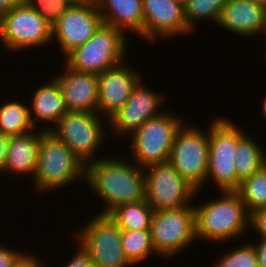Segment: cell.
I'll return each mask as SVG.
<instances>
[{"label":"cell","instance_id":"32","mask_svg":"<svg viewBox=\"0 0 266 267\" xmlns=\"http://www.w3.org/2000/svg\"><path fill=\"white\" fill-rule=\"evenodd\" d=\"M77 253L71 260L65 265L66 267H90L93 263L89 255L79 246Z\"/></svg>","mask_w":266,"mask_h":267},{"label":"cell","instance_id":"21","mask_svg":"<svg viewBox=\"0 0 266 267\" xmlns=\"http://www.w3.org/2000/svg\"><path fill=\"white\" fill-rule=\"evenodd\" d=\"M97 6L103 24L144 39L143 0H98Z\"/></svg>","mask_w":266,"mask_h":267},{"label":"cell","instance_id":"15","mask_svg":"<svg viewBox=\"0 0 266 267\" xmlns=\"http://www.w3.org/2000/svg\"><path fill=\"white\" fill-rule=\"evenodd\" d=\"M164 96L144 86L140 80L122 109L109 120L108 127L114 129L116 135H131L147 120L164 112L159 111Z\"/></svg>","mask_w":266,"mask_h":267},{"label":"cell","instance_id":"19","mask_svg":"<svg viewBox=\"0 0 266 267\" xmlns=\"http://www.w3.org/2000/svg\"><path fill=\"white\" fill-rule=\"evenodd\" d=\"M47 84L38 86L31 97V107L29 106L30 121L32 126L38 128L37 122H44V131H51L57 125L59 119L69 112V108L64 100L60 84L55 77ZM34 117V119H33ZM37 121V122H36ZM52 125V126H48ZM46 124V126H45ZM48 127V128H47Z\"/></svg>","mask_w":266,"mask_h":267},{"label":"cell","instance_id":"30","mask_svg":"<svg viewBox=\"0 0 266 267\" xmlns=\"http://www.w3.org/2000/svg\"><path fill=\"white\" fill-rule=\"evenodd\" d=\"M258 233L259 238H266V207L250 214V228Z\"/></svg>","mask_w":266,"mask_h":267},{"label":"cell","instance_id":"10","mask_svg":"<svg viewBox=\"0 0 266 267\" xmlns=\"http://www.w3.org/2000/svg\"><path fill=\"white\" fill-rule=\"evenodd\" d=\"M102 119L105 118L98 113L69 111L59 119L50 132L87 165L97 160L95 155L107 135L104 123L109 121L105 122Z\"/></svg>","mask_w":266,"mask_h":267},{"label":"cell","instance_id":"20","mask_svg":"<svg viewBox=\"0 0 266 267\" xmlns=\"http://www.w3.org/2000/svg\"><path fill=\"white\" fill-rule=\"evenodd\" d=\"M34 130L36 129L9 137L2 173L32 174L33 179L37 168L40 140L46 132L42 128L38 132Z\"/></svg>","mask_w":266,"mask_h":267},{"label":"cell","instance_id":"36","mask_svg":"<svg viewBox=\"0 0 266 267\" xmlns=\"http://www.w3.org/2000/svg\"><path fill=\"white\" fill-rule=\"evenodd\" d=\"M8 142H9V136L0 133V174L2 173L4 161L6 158Z\"/></svg>","mask_w":266,"mask_h":267},{"label":"cell","instance_id":"11","mask_svg":"<svg viewBox=\"0 0 266 267\" xmlns=\"http://www.w3.org/2000/svg\"><path fill=\"white\" fill-rule=\"evenodd\" d=\"M51 40L52 27L27 3L0 17V41L5 51L18 53L29 47L40 48Z\"/></svg>","mask_w":266,"mask_h":267},{"label":"cell","instance_id":"22","mask_svg":"<svg viewBox=\"0 0 266 267\" xmlns=\"http://www.w3.org/2000/svg\"><path fill=\"white\" fill-rule=\"evenodd\" d=\"M250 135H244L238 142L234 153V166L237 173V189L240 183L266 164V150L256 143Z\"/></svg>","mask_w":266,"mask_h":267},{"label":"cell","instance_id":"14","mask_svg":"<svg viewBox=\"0 0 266 267\" xmlns=\"http://www.w3.org/2000/svg\"><path fill=\"white\" fill-rule=\"evenodd\" d=\"M136 71L125 61L98 75V114L106 121L122 109L134 87L142 80Z\"/></svg>","mask_w":266,"mask_h":267},{"label":"cell","instance_id":"38","mask_svg":"<svg viewBox=\"0 0 266 267\" xmlns=\"http://www.w3.org/2000/svg\"><path fill=\"white\" fill-rule=\"evenodd\" d=\"M262 114L264 117H266V95L265 97L263 98V101H262Z\"/></svg>","mask_w":266,"mask_h":267},{"label":"cell","instance_id":"18","mask_svg":"<svg viewBox=\"0 0 266 267\" xmlns=\"http://www.w3.org/2000/svg\"><path fill=\"white\" fill-rule=\"evenodd\" d=\"M216 25L244 38L265 34L266 7L252 0H229Z\"/></svg>","mask_w":266,"mask_h":267},{"label":"cell","instance_id":"26","mask_svg":"<svg viewBox=\"0 0 266 267\" xmlns=\"http://www.w3.org/2000/svg\"><path fill=\"white\" fill-rule=\"evenodd\" d=\"M122 246L127 260L133 265L157 255L151 242L150 230H122Z\"/></svg>","mask_w":266,"mask_h":267},{"label":"cell","instance_id":"29","mask_svg":"<svg viewBox=\"0 0 266 267\" xmlns=\"http://www.w3.org/2000/svg\"><path fill=\"white\" fill-rule=\"evenodd\" d=\"M216 265L218 267H258L255 247L251 242L236 247L226 252Z\"/></svg>","mask_w":266,"mask_h":267},{"label":"cell","instance_id":"35","mask_svg":"<svg viewBox=\"0 0 266 267\" xmlns=\"http://www.w3.org/2000/svg\"><path fill=\"white\" fill-rule=\"evenodd\" d=\"M25 3L26 0H0V17L7 13L9 10Z\"/></svg>","mask_w":266,"mask_h":267},{"label":"cell","instance_id":"23","mask_svg":"<svg viewBox=\"0 0 266 267\" xmlns=\"http://www.w3.org/2000/svg\"><path fill=\"white\" fill-rule=\"evenodd\" d=\"M153 212V208L144 199L121 205L109 216L121 230H150Z\"/></svg>","mask_w":266,"mask_h":267},{"label":"cell","instance_id":"41","mask_svg":"<svg viewBox=\"0 0 266 267\" xmlns=\"http://www.w3.org/2000/svg\"><path fill=\"white\" fill-rule=\"evenodd\" d=\"M90 267H98L97 265L92 264Z\"/></svg>","mask_w":266,"mask_h":267},{"label":"cell","instance_id":"39","mask_svg":"<svg viewBox=\"0 0 266 267\" xmlns=\"http://www.w3.org/2000/svg\"><path fill=\"white\" fill-rule=\"evenodd\" d=\"M252 1H254V2L258 3V4H261V5L266 7V0H252Z\"/></svg>","mask_w":266,"mask_h":267},{"label":"cell","instance_id":"7","mask_svg":"<svg viewBox=\"0 0 266 267\" xmlns=\"http://www.w3.org/2000/svg\"><path fill=\"white\" fill-rule=\"evenodd\" d=\"M121 233L122 230L109 215L97 214L74 236L94 265L133 267L124 254Z\"/></svg>","mask_w":266,"mask_h":267},{"label":"cell","instance_id":"31","mask_svg":"<svg viewBox=\"0 0 266 267\" xmlns=\"http://www.w3.org/2000/svg\"><path fill=\"white\" fill-rule=\"evenodd\" d=\"M11 267H47L45 266V264H43V262L36 258V256H32L31 254H29V256L27 255V253H24V251H22V253L16 258V260L13 262V264L11 265Z\"/></svg>","mask_w":266,"mask_h":267},{"label":"cell","instance_id":"1","mask_svg":"<svg viewBox=\"0 0 266 267\" xmlns=\"http://www.w3.org/2000/svg\"><path fill=\"white\" fill-rule=\"evenodd\" d=\"M85 182L104 202L97 214L109 215L121 205L145 199L144 168L130 159L97 158L86 165Z\"/></svg>","mask_w":266,"mask_h":267},{"label":"cell","instance_id":"8","mask_svg":"<svg viewBox=\"0 0 266 267\" xmlns=\"http://www.w3.org/2000/svg\"><path fill=\"white\" fill-rule=\"evenodd\" d=\"M150 231L153 249L157 255L165 258L176 257L192 242H195L194 204L175 209L154 211Z\"/></svg>","mask_w":266,"mask_h":267},{"label":"cell","instance_id":"40","mask_svg":"<svg viewBox=\"0 0 266 267\" xmlns=\"http://www.w3.org/2000/svg\"><path fill=\"white\" fill-rule=\"evenodd\" d=\"M177 1H179V2H181V3H183V4H185L188 0H177Z\"/></svg>","mask_w":266,"mask_h":267},{"label":"cell","instance_id":"4","mask_svg":"<svg viewBox=\"0 0 266 267\" xmlns=\"http://www.w3.org/2000/svg\"><path fill=\"white\" fill-rule=\"evenodd\" d=\"M127 44L126 34L113 26L102 24L88 41L64 59L74 70L99 75L125 61Z\"/></svg>","mask_w":266,"mask_h":267},{"label":"cell","instance_id":"3","mask_svg":"<svg viewBox=\"0 0 266 267\" xmlns=\"http://www.w3.org/2000/svg\"><path fill=\"white\" fill-rule=\"evenodd\" d=\"M85 172L86 165L64 142L50 131L42 135L37 168L31 181H34L36 193L44 194L50 190L52 192V190L73 184L75 180L85 181Z\"/></svg>","mask_w":266,"mask_h":267},{"label":"cell","instance_id":"16","mask_svg":"<svg viewBox=\"0 0 266 267\" xmlns=\"http://www.w3.org/2000/svg\"><path fill=\"white\" fill-rule=\"evenodd\" d=\"M143 15L144 40L150 43L187 34L184 4L177 0H143Z\"/></svg>","mask_w":266,"mask_h":267},{"label":"cell","instance_id":"12","mask_svg":"<svg viewBox=\"0 0 266 267\" xmlns=\"http://www.w3.org/2000/svg\"><path fill=\"white\" fill-rule=\"evenodd\" d=\"M144 172L145 199L154 211L190 205L199 192L168 161L147 166Z\"/></svg>","mask_w":266,"mask_h":267},{"label":"cell","instance_id":"27","mask_svg":"<svg viewBox=\"0 0 266 267\" xmlns=\"http://www.w3.org/2000/svg\"><path fill=\"white\" fill-rule=\"evenodd\" d=\"M229 0H188L184 4L187 33L193 31L198 21L211 20L217 24L222 9Z\"/></svg>","mask_w":266,"mask_h":267},{"label":"cell","instance_id":"25","mask_svg":"<svg viewBox=\"0 0 266 267\" xmlns=\"http://www.w3.org/2000/svg\"><path fill=\"white\" fill-rule=\"evenodd\" d=\"M249 214L266 207V164L244 179L236 190Z\"/></svg>","mask_w":266,"mask_h":267},{"label":"cell","instance_id":"9","mask_svg":"<svg viewBox=\"0 0 266 267\" xmlns=\"http://www.w3.org/2000/svg\"><path fill=\"white\" fill-rule=\"evenodd\" d=\"M188 125V126H187ZM209 129L183 124L177 131L168 162L197 191L204 187L208 169Z\"/></svg>","mask_w":266,"mask_h":267},{"label":"cell","instance_id":"28","mask_svg":"<svg viewBox=\"0 0 266 267\" xmlns=\"http://www.w3.org/2000/svg\"><path fill=\"white\" fill-rule=\"evenodd\" d=\"M26 3L37 11L52 28L73 5L69 0H26Z\"/></svg>","mask_w":266,"mask_h":267},{"label":"cell","instance_id":"33","mask_svg":"<svg viewBox=\"0 0 266 267\" xmlns=\"http://www.w3.org/2000/svg\"><path fill=\"white\" fill-rule=\"evenodd\" d=\"M0 245V267H11L16 258L22 253L21 251H14L8 247Z\"/></svg>","mask_w":266,"mask_h":267},{"label":"cell","instance_id":"2","mask_svg":"<svg viewBox=\"0 0 266 267\" xmlns=\"http://www.w3.org/2000/svg\"><path fill=\"white\" fill-rule=\"evenodd\" d=\"M221 195L194 206L196 241L199 238L221 244L243 236L250 228V214L239 194L236 191H221Z\"/></svg>","mask_w":266,"mask_h":267},{"label":"cell","instance_id":"5","mask_svg":"<svg viewBox=\"0 0 266 267\" xmlns=\"http://www.w3.org/2000/svg\"><path fill=\"white\" fill-rule=\"evenodd\" d=\"M209 126V154L206 181L212 178L221 191L237 190L234 153L237 142L245 135L230 119L218 117Z\"/></svg>","mask_w":266,"mask_h":267},{"label":"cell","instance_id":"17","mask_svg":"<svg viewBox=\"0 0 266 267\" xmlns=\"http://www.w3.org/2000/svg\"><path fill=\"white\" fill-rule=\"evenodd\" d=\"M58 80L69 111L98 113V74L74 70L67 64Z\"/></svg>","mask_w":266,"mask_h":267},{"label":"cell","instance_id":"6","mask_svg":"<svg viewBox=\"0 0 266 267\" xmlns=\"http://www.w3.org/2000/svg\"><path fill=\"white\" fill-rule=\"evenodd\" d=\"M169 112L147 120L130 135L131 160L141 168L169 160L175 135L184 124L180 116Z\"/></svg>","mask_w":266,"mask_h":267},{"label":"cell","instance_id":"37","mask_svg":"<svg viewBox=\"0 0 266 267\" xmlns=\"http://www.w3.org/2000/svg\"><path fill=\"white\" fill-rule=\"evenodd\" d=\"M75 5H97L98 0H69Z\"/></svg>","mask_w":266,"mask_h":267},{"label":"cell","instance_id":"34","mask_svg":"<svg viewBox=\"0 0 266 267\" xmlns=\"http://www.w3.org/2000/svg\"><path fill=\"white\" fill-rule=\"evenodd\" d=\"M259 242L255 244L251 242L255 247L257 256L258 267H266V238H260Z\"/></svg>","mask_w":266,"mask_h":267},{"label":"cell","instance_id":"13","mask_svg":"<svg viewBox=\"0 0 266 267\" xmlns=\"http://www.w3.org/2000/svg\"><path fill=\"white\" fill-rule=\"evenodd\" d=\"M103 24L97 5L73 4L52 28L63 56L82 46Z\"/></svg>","mask_w":266,"mask_h":267},{"label":"cell","instance_id":"24","mask_svg":"<svg viewBox=\"0 0 266 267\" xmlns=\"http://www.w3.org/2000/svg\"><path fill=\"white\" fill-rule=\"evenodd\" d=\"M35 129L30 121L29 106L9 100L0 106V133L6 136L22 135Z\"/></svg>","mask_w":266,"mask_h":267}]
</instances>
